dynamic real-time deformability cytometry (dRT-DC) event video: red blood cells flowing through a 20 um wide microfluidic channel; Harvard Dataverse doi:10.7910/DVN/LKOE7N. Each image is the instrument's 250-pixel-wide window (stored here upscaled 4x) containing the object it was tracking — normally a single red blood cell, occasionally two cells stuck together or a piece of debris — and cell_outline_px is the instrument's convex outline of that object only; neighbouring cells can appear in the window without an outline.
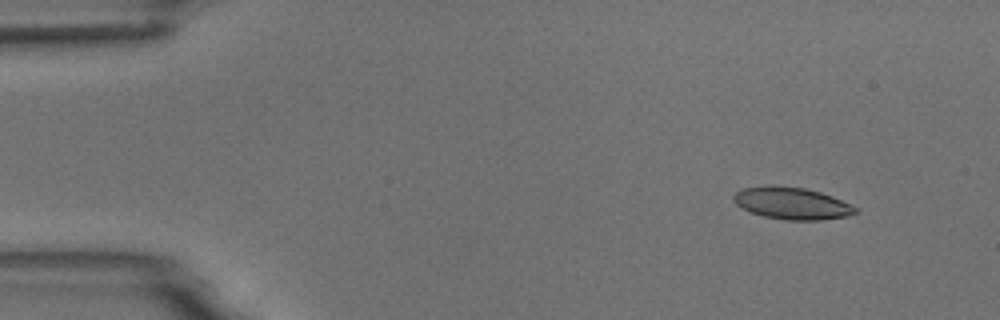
{"species": "common noctule bat (a hibernating species)", "species_latin": "Nyctalus noctula", "temperature_condition": "room temperature", "stored_images_in_passage": 5, "camera_frame_rate_fps": 3000, "um_per_image_px": 0.085, "animal": {"sex": "male", "body_mass_g": 18.8}, "frame": {"image": 1, "passage_image": 1, "time_ms": 0.0, "image_size_px": [1000, 320], "cell_outline_px": [[860, 212], [848, 216], [820, 220], [784, 220], [764, 216], [752, 212], [736, 204], [732, 200], [732, 196], [736, 192], [744, 188], [804, 188], [820, 192], [832, 196], [856, 208]], "centroid_in_image_um": [67.36, 17.33], "position_along_channel_um": 17.6, "area_um2": 21.85}}
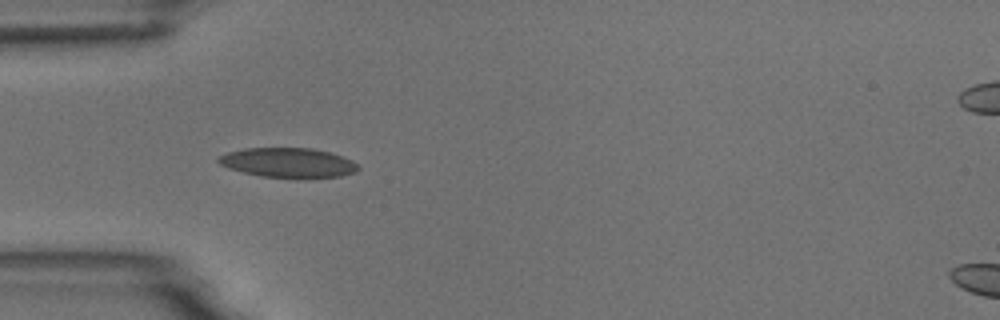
{"frame": {"image": 2, "passage_image": 4, "time_ms": 3.667, "image_size_px": [1000, 320], "cell_outline_px": [[360, 168], [356, 172], [340, 176], [260, 176], [228, 168], [220, 164], [216, 160], [220, 156], [228, 152], [244, 148], [312, 148], [344, 156], [352, 160]], "centroid_in_image_um": [24.48, 13.8], "position_along_channel_um": 60.5, "area_um2": 23.52}}